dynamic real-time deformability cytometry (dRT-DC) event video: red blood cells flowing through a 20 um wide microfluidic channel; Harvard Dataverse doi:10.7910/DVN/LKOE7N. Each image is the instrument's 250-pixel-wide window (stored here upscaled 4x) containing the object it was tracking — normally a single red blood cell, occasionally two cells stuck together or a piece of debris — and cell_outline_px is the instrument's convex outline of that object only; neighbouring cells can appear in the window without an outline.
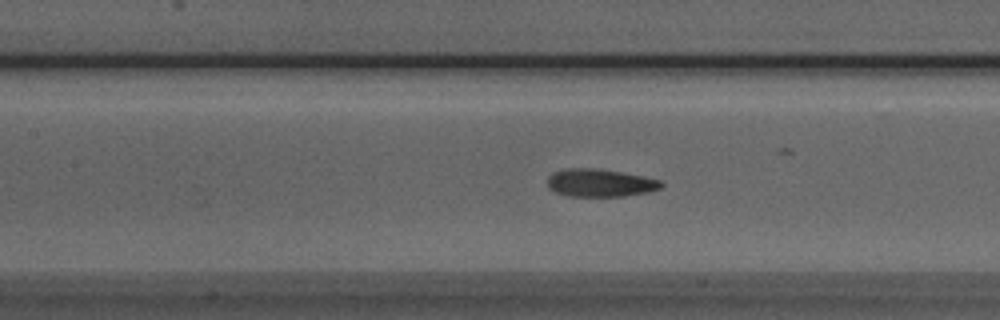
{"species": "Egyptian fruit bat (a non-hibernating species)", "species_latin": "Rousettus aegyptiacus", "temperature_condition": "room temperature", "stored_images_in_passage": 52, "camera_frame_rate_fps": 3000, "um_per_image_px": 0.085, "animal": {"sex": "male"}, "frame": {"image": 1, "passage_image": 23, "time_ms": 7.333, "image_size_px": [1000, 320], "cell_outline_px": [[664, 184], [660, 188], [648, 192], [624, 196], [568, 196], [556, 192], [548, 188], [548, 176], [552, 172], [568, 168], [596, 168], [644, 176], [660, 180]], "centroid_in_image_um": [50.99, 15.54], "position_along_channel_um": 156.4, "area_um2": 18.44}}
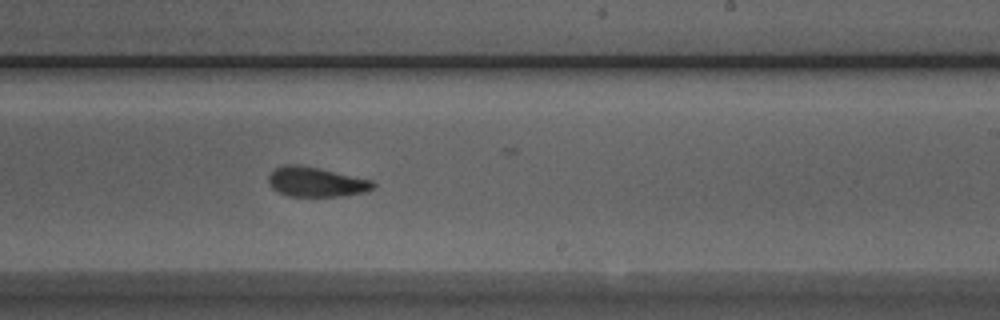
{"frame": {"image": 2, "passage_image": 31, "time_ms": 10.0, "image_size_px": [1000, 320], "cell_outline_px": [[376, 184], [372, 188], [364, 192], [344, 196], [288, 196], [272, 188], [268, 184], [268, 176], [276, 168], [284, 164], [300, 164], [320, 168], [372, 180]], "centroid_in_image_um": [26.85, 15.45], "position_along_channel_um": 262.2, "area_um2": 18.15}}
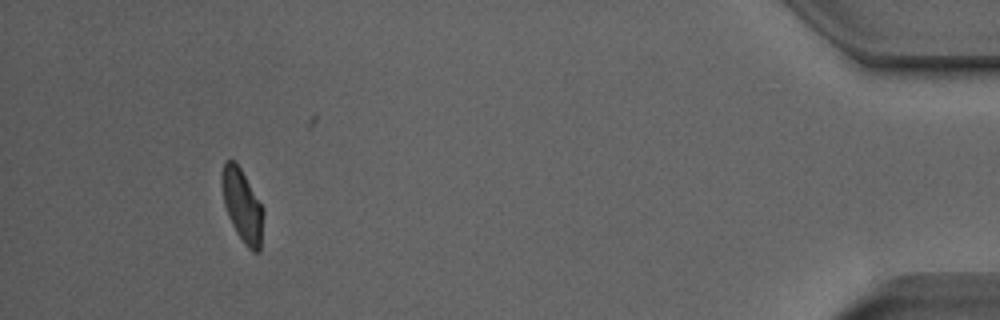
{"frame": {"image": 3, "passage_image": 48, "time_ms": 15.667, "image_size_px": [1000, 320], "cell_outline_px": [[264, 212], [260, 252], [252, 252], [244, 244], [236, 232], [228, 216], [224, 204], [220, 184], [220, 180], [224, 160], [236, 160], [264, 208]], "centroid_in_image_um": [20.59, 17.45], "position_along_channel_um": 414.6, "area_um2": 17.98}, "authors_computed_cell_mechanics": {"area_um2": 18.3226, "velocity_mm_per_s": 3.9782, "shape_relaxation_time_tau1_ms": 7.0771, "shape_relaxation_time_tau2_ms": 2.7798, "deformation_change_tau1": 0.2102, "deformation_change_tau2": 0.0987}}